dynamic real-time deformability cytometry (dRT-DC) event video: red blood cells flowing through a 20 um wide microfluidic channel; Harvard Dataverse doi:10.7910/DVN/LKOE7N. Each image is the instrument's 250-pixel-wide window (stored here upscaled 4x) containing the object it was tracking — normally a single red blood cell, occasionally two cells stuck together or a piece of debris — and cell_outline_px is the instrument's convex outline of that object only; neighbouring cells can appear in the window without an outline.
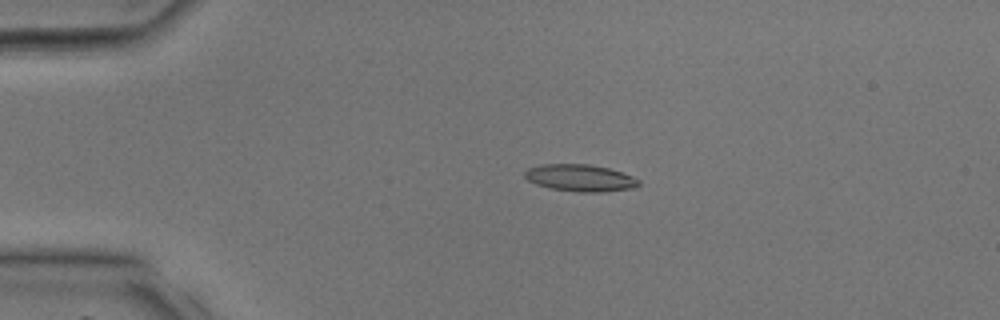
{"species": "common noctule bat (a hibernating species)", "species_latin": "Nyctalus noctula", "temperature_condition": "room temperature", "stored_images_in_passage": 30, "camera_frame_rate_fps": 3000, "um_per_image_px": 0.085, "animal": {"sex": "male", "body_mass_g": 17.9, "forearm_length_mm": 54.2}, "frame": {"image": 1, "passage_image": 1, "time_ms": 0.0, "image_size_px": [1000, 320], "cell_outline_px": [[640, 184], [632, 188], [600, 192], [580, 192], [552, 188], [536, 184], [528, 180], [524, 176], [524, 172], [528, 168], [540, 164], [588, 164], [608, 168], [632, 176], [640, 180]], "centroid_in_image_um": [49.3, 15.11], "position_along_channel_um": 35.7, "area_um2": 17.74}}
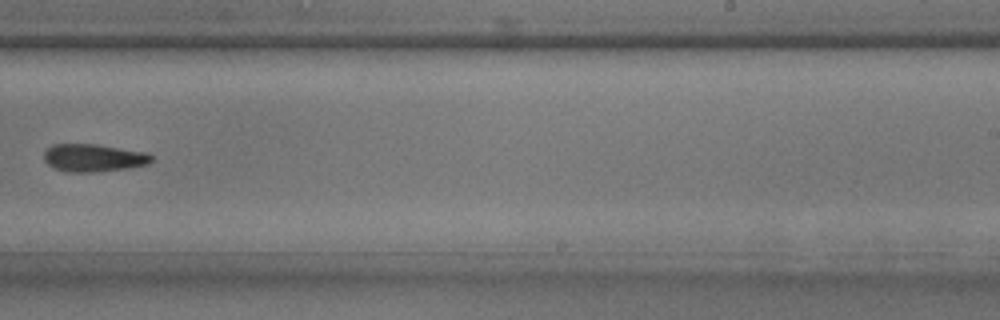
{"frame": {"image": 2, "passage_image": 17, "time_ms": 5.333, "image_size_px": [1000, 320], "cell_outline_px": [[152, 160], [148, 164], [128, 168], [92, 172], [64, 172], [52, 168], [44, 160], [44, 152], [52, 144], [96, 144], [148, 152], [152, 156]], "centroid_in_image_um": [7.93, 13.42], "position_along_channel_um": 281.1, "area_um2": 17.51}}
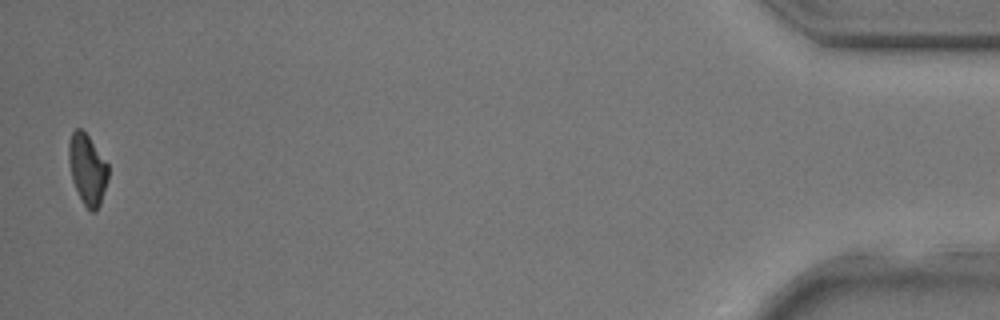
{"frame": {"image": 3, "passage_image": 30, "time_ms": 9.667, "image_size_px": [1000, 320], "cell_outline_px": [[108, 180], [100, 204], [96, 212], [92, 212], [84, 204], [72, 180], [68, 160], [68, 144], [72, 132], [76, 128], [80, 128], [88, 136], [108, 164]], "centroid_in_image_um": [7.42, 14.39], "position_along_channel_um": 427.8, "area_um2": 16.07}}